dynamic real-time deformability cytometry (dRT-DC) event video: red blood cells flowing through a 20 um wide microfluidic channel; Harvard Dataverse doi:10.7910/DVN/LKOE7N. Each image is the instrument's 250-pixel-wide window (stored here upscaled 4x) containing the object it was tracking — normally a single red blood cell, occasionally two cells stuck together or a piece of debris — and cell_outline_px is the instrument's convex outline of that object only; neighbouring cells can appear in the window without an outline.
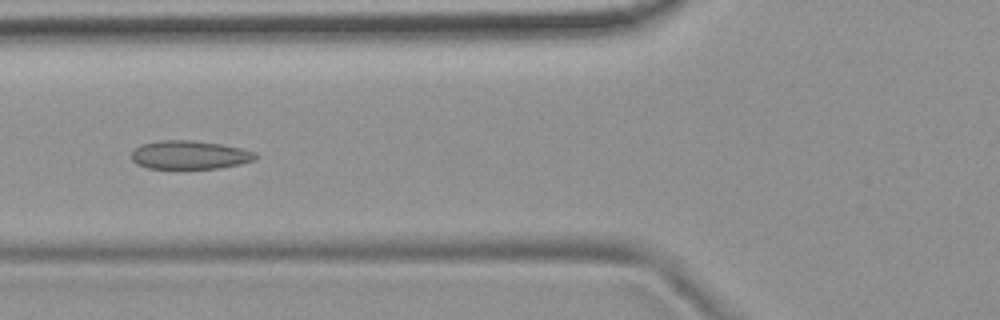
{"species": "common noctule bat (a hibernating species)", "species_latin": "Nyctalus noctula", "temperature_condition": "room temperature", "stored_images_in_passage": 8, "camera_frame_rate_fps": 3000, "um_per_image_px": 0.085, "animal": {"sex": "female", "body_mass_g": 19.9}, "frame": {"image": 1, "passage_image": 5, "time_ms": 1.333, "image_size_px": [1000, 320], "cell_outline_px": [[256, 160], [240, 164], [220, 168], [148, 168], [136, 164], [132, 160], [132, 152], [140, 144], [160, 140], [192, 140], [220, 144], [240, 148], [256, 152]], "centroid_in_image_um": [16.11, 13.16], "position_along_channel_um": 109.7, "area_um2": 20.58}}
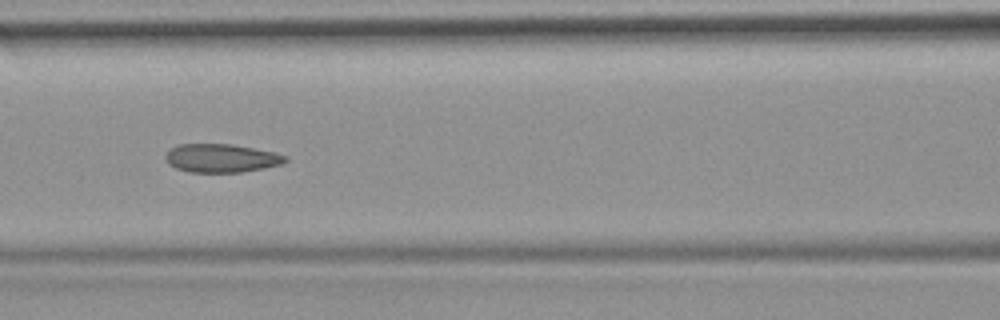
{"frame": {"image": 2, "passage_image": 6, "time_ms": 1.667, "image_size_px": [1000, 320], "cell_outline_px": [[288, 160], [280, 164], [264, 168], [240, 172], [188, 172], [176, 168], [168, 164], [164, 156], [172, 148], [180, 144], [232, 144], [276, 152], [288, 156]], "centroid_in_image_um": [18.83, 13.44], "position_along_channel_um": 147.8, "area_um2": 19.88}}
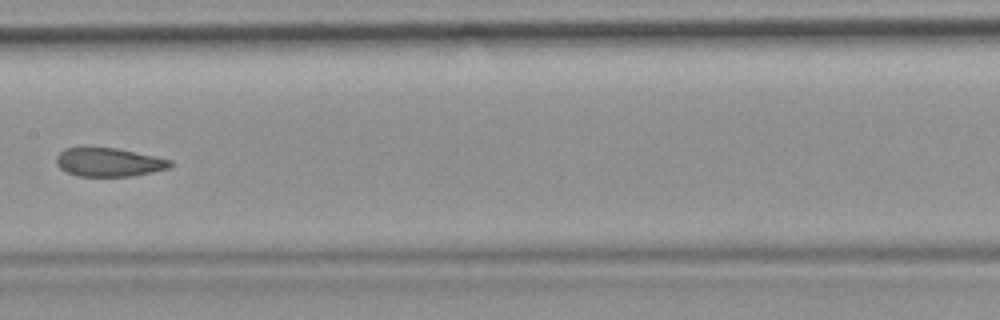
{"frame": {"image": 3, "passage_image": 7, "time_ms": 2.0, "image_size_px": [1000, 320], "cell_outline_px": [[172, 164], [168, 168], [152, 172], [132, 176], [76, 176], [60, 168], [56, 164], [56, 156], [64, 148], [84, 144], [116, 148], [156, 156], [172, 160]], "centroid_in_image_um": [9.18, 13.74], "position_along_channel_um": 198.2, "area_um2": 19.65}}